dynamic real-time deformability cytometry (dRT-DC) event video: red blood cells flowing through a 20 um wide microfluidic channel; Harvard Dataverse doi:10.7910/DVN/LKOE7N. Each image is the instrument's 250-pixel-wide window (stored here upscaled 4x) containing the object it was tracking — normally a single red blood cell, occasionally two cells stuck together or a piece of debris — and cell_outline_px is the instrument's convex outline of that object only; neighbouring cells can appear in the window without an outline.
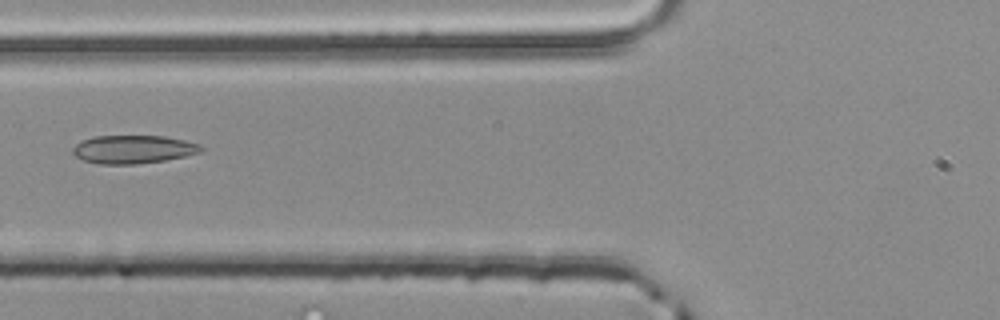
{"species": "common noctule bat (a hibernating species)", "species_latin": "Nyctalus noctula", "temperature_condition": "room temperature", "stored_images_in_passage": 5, "segment_of_instrument_passage": [2, 2], "camera_frame_rate_fps": 3000, "um_per_image_px": 0.085, "animal": {"sex": "male", "body_mass_g": 20.4}, "frame": {"image": 1, "passage_image": 5, "time_ms": 1.333, "image_size_px": [1000, 320], "cell_outline_px": [[204, 148], [200, 152], [184, 156], [164, 160], [136, 164], [100, 164], [84, 160], [76, 156], [72, 152], [72, 148], [80, 140], [92, 136], [164, 136], [184, 140], [200, 144]], "centroid_in_image_um": [11.3, 12.68], "position_along_channel_um": 114.5, "area_um2": 21.1}}